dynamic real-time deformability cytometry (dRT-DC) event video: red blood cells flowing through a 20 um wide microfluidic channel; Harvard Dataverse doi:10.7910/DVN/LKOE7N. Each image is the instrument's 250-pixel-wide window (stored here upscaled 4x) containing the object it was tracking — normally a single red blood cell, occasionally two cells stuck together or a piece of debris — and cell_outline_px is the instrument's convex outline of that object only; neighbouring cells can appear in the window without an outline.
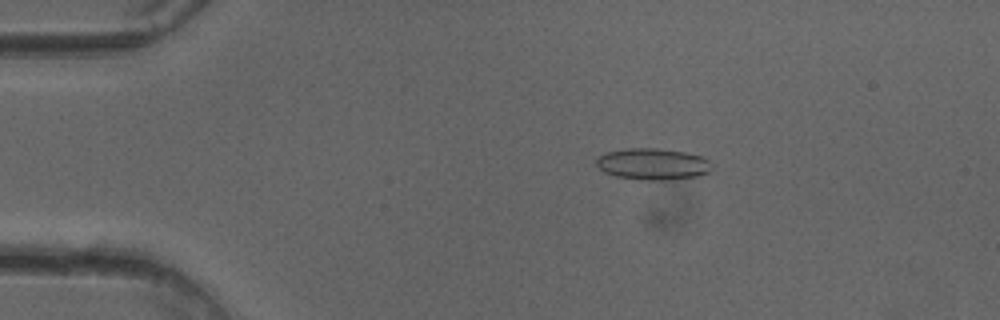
{"species": "common noctule bat (a hibernating species)", "species_latin": "Nyctalus noctula", "temperature_condition": "cold", "stored_images_in_passage": 51, "camera_frame_rate_fps": 3000, "um_per_image_px": 0.085, "animal": {"sex": "female"}, "frame": {"image": 1, "passage_image": 10, "time_ms": 3.0, "image_size_px": [1000, 320], "cell_outline_px": [[712, 168], [708, 172], [700, 176], [672, 180], [640, 180], [616, 176], [604, 172], [596, 164], [596, 160], [604, 152], [628, 148], [656, 148], [684, 152], [700, 156], [708, 160]], "centroid_in_image_um": [55.48, 13.95], "position_along_channel_um": 29.5, "area_um2": 21.27}}
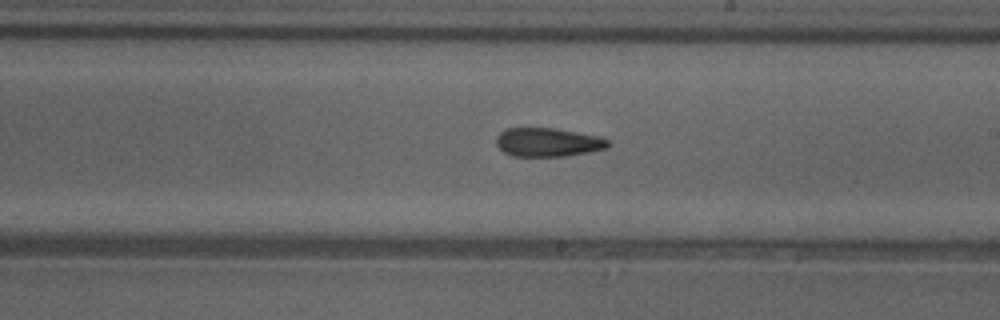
{"frame": {"image": 2, "passage_image": 30, "time_ms": 9.667, "image_size_px": [1000, 320], "cell_outline_px": [[608, 148], [588, 152], [564, 156], [512, 156], [504, 152], [496, 144], [496, 136], [500, 132], [508, 128], [556, 128], [600, 136], [608, 140]], "centroid_in_image_um": [46.56, 12.08], "position_along_channel_um": 242.4, "area_um2": 18.73}}
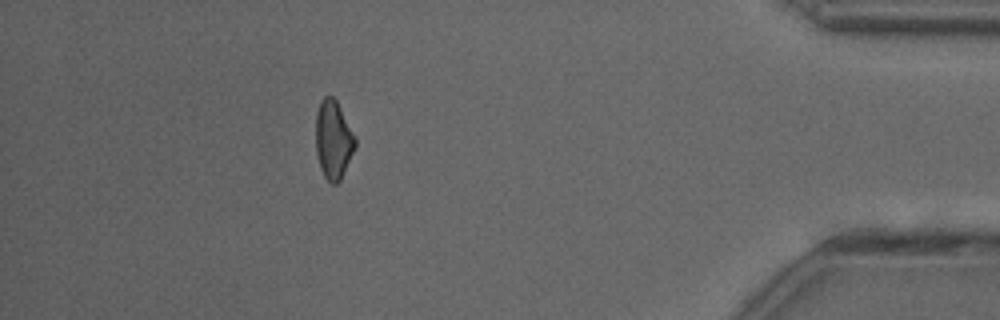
{"frame": {"image": 3, "passage_image": 46, "time_ms": 15.0, "image_size_px": [1000, 320], "cell_outline_px": [[356, 148], [340, 180], [336, 184], [332, 184], [324, 176], [320, 168], [316, 152], [316, 112], [320, 100], [324, 96], [332, 96], [336, 100], [356, 136]], "centroid_in_image_um": [28.34, 11.86], "position_along_channel_um": 406.9, "area_um2": 18.21}, "authors_computed_cell_mechanics": {"area_um2": 19.652, "velocity_mm_per_s": 4.047, "shape_relaxation_time_tau1_ms": null, "shape_relaxation_time_tau2_ms": 5.2016, "deformation_change_tau1": null, "deformation_change_tau2": 0.1411}}